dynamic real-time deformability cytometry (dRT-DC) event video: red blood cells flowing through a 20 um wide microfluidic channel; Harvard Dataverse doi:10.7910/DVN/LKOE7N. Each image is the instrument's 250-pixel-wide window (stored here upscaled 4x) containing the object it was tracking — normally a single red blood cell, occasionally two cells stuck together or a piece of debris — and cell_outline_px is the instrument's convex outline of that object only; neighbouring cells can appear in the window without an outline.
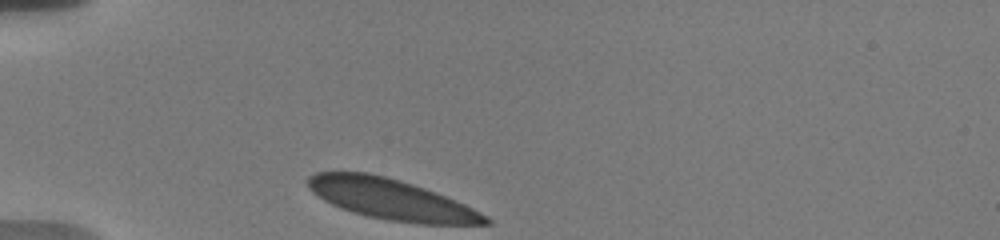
{"species": "human", "species_latin": "Homo sapiens", "temperature_condition": "warm", "stored_images_in_passage": 33, "camera_frame_rate_fps": 3000, "um_per_image_px": 0.085, "donor": {"sex": "male"}, "frame": {"image": 1, "passage_image": 1, "time_ms": 0.0, "image_size_px": [1000, 240], "cell_outline_px": [[492, 224], [420, 224], [388, 220], [368, 216], [352, 212], [340, 208], [324, 200], [312, 192], [308, 188], [308, 176], [316, 172], [368, 172], [400, 180], [436, 192], [464, 204], [488, 216], [492, 220]], "centroid_in_image_um": [33.25, 16.94], "position_along_channel_um": 51.7, "area_um2": 41.85}}
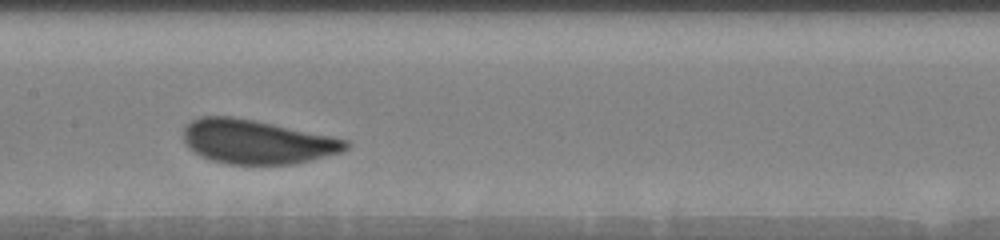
{"frame": {"image": 2, "passage_image": 14, "time_ms": 4.333, "image_size_px": [1000, 240], "cell_outline_px": [[352, 144], [348, 148], [340, 152], [292, 164], [228, 164], [212, 160], [200, 156], [188, 148], [180, 132], [192, 120], [200, 116], [228, 116], [252, 120], [332, 136], [348, 140]], "centroid_in_image_um": [21.79, 12.05], "position_along_channel_um": 185.6, "area_um2": 41.5}}
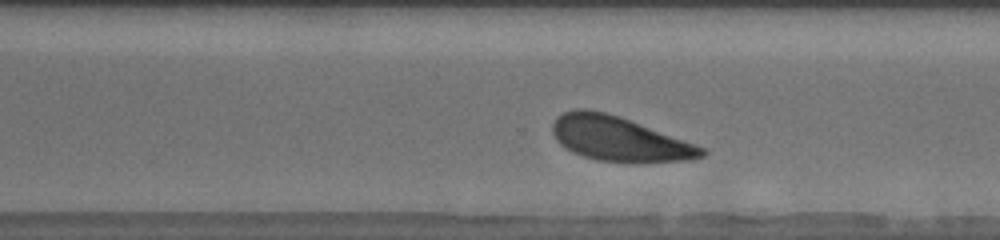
{"frame": {"image": 3, "passage_image": 25, "time_ms": 8.0, "image_size_px": [1000, 240], "cell_outline_px": [[708, 152], [704, 156], [692, 160], [644, 164], [628, 164], [596, 160], [572, 152], [560, 144], [556, 140], [552, 132], [552, 124], [556, 116], [564, 112], [576, 108], [588, 108], [620, 116], [696, 144], [704, 148]], "centroid_in_image_um": [52.66, 11.83], "position_along_channel_um": 317.9, "area_um2": 39.65}, "authors_computed_cell_mechanics": {"area_um2": 41.3848, "velocity_mm_per_s": 3.6169, "shape_relaxation_time_tau1_ms": 2.7578, "shape_relaxation_time_tau2_ms": null, "deformation_change_tau1": 0.1055, "deformation_change_tau2": null}}